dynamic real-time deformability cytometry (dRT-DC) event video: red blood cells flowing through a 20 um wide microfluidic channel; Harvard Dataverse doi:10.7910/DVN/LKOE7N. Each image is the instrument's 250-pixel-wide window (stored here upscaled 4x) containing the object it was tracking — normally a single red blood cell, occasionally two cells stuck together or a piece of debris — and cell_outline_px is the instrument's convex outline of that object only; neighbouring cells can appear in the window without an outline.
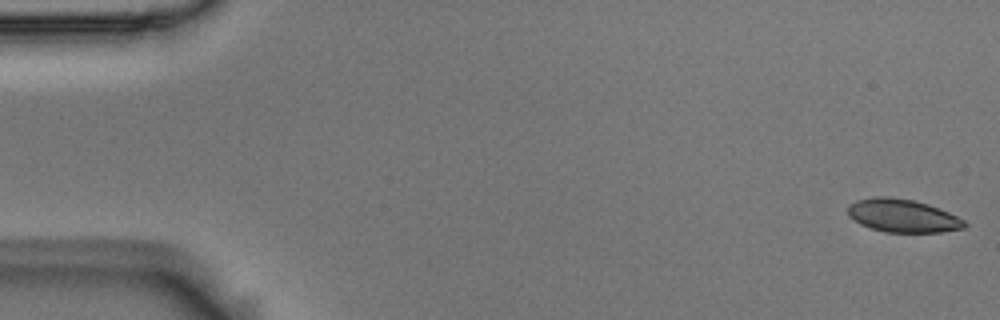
{"species": "Egyptian fruit bat (a non-hibernating species)", "species_latin": "Rousettus aegyptiacus", "temperature_condition": "room temperature", "stored_images_in_passage": 12, "camera_frame_rate_fps": 3000, "um_per_image_px": 0.085, "animal": {"sex": "male"}, "frame": {"image": 1, "passage_image": 1, "time_ms": 0.0, "image_size_px": [1000, 320], "cell_outline_px": [[968, 224], [964, 228], [940, 232], [884, 232], [868, 228], [860, 224], [848, 216], [848, 204], [856, 200], [872, 196], [888, 196], [912, 200], [928, 204], [948, 212], [964, 220]], "centroid_in_image_um": [76.68, 18.33], "position_along_channel_um": 8.3, "area_um2": 22.66}}